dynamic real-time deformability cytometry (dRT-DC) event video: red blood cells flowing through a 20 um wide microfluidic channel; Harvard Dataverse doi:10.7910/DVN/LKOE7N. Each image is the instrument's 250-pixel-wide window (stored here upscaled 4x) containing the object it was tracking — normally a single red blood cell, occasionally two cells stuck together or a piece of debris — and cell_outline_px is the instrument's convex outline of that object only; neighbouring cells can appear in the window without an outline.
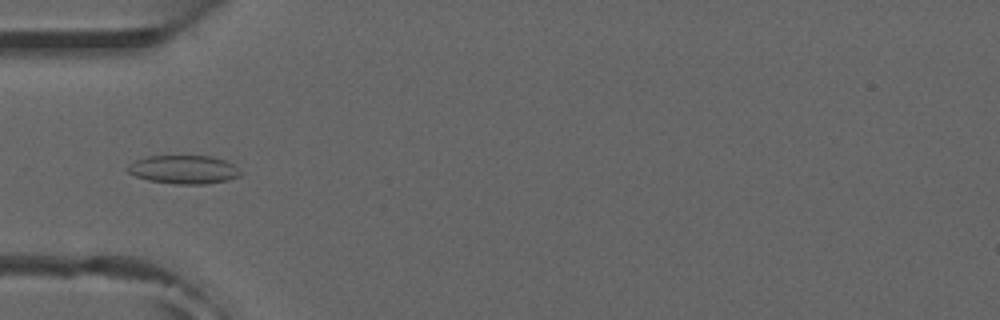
{"species": "common noctule bat (a hibernating species)", "species_latin": "Nyctalus noctula", "temperature_condition": "room temperature", "stored_images_in_passage": 36, "camera_frame_rate_fps": 3000, "um_per_image_px": 0.085, "animal": {"sex": "male", "forearm_length_mm": 52.5}, "frame": {"image": 1, "passage_image": 1, "time_ms": 0.0, "image_size_px": [1000, 320], "cell_outline_px": [[240, 176], [228, 180], [204, 184], [176, 184], [148, 180], [136, 176], [128, 172], [128, 164], [136, 160], [148, 156], [212, 156], [224, 160], [232, 164], [240, 172]], "centroid_in_image_um": [15.6, 14.41], "position_along_channel_um": 69.4, "area_um2": 18.55}}
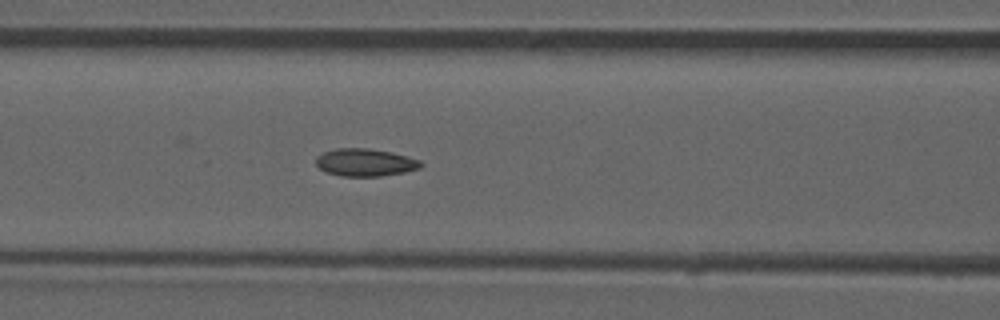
{"frame": {"image": 2, "passage_image": 6, "time_ms": 1.667, "image_size_px": [1000, 320], "cell_outline_px": [[424, 164], [420, 168], [404, 172], [380, 176], [340, 176], [328, 172], [320, 168], [316, 164], [316, 156], [324, 152], [336, 148], [368, 148], [392, 152], [408, 156], [420, 160]], "centroid_in_image_um": [31.06, 13.8], "position_along_channel_um": 135.5, "area_um2": 16.88}, "authors_computed_cell_mechanics": {"area_um2": 16.1262, "velocity_mm_per_s": 3.9536, "shape_relaxation_time_tau1_ms": null, "shape_relaxation_time_tau2_ms": 2.1103, "deformation_change_tau1": null, "deformation_change_tau2": 0.0668}}